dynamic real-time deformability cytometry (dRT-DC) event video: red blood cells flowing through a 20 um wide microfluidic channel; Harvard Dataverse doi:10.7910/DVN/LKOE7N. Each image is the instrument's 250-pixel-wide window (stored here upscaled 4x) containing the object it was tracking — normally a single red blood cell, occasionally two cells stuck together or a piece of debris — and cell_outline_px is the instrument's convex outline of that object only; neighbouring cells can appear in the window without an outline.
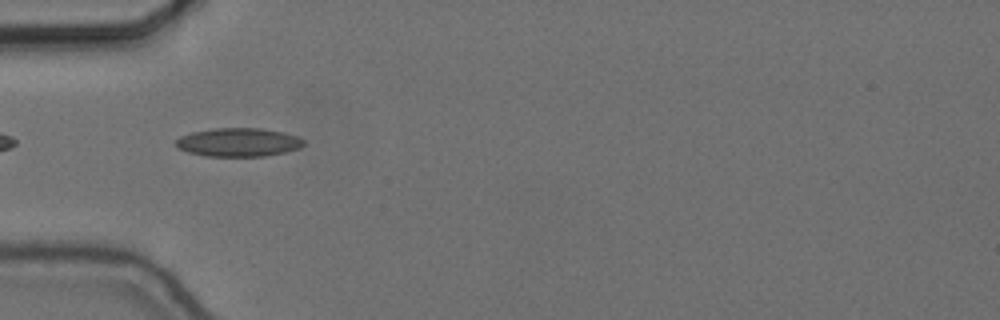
{"species": "common noctule bat (a hibernating species)", "species_latin": "Nyctalus noctula", "temperature_condition": "cold", "stored_images_in_passage": 40, "camera_frame_rate_fps": 3000, "um_per_image_px": 0.085, "animal": {"sex": "female", "body_mass_g": 24.6, "forearm_length_mm": 56.2}, "frame": {"image": 1, "passage_image": 2, "time_ms": 0.333, "image_size_px": [1000, 320], "cell_outline_px": [[304, 144], [300, 148], [284, 152], [264, 156], [204, 156], [188, 152], [180, 148], [176, 144], [176, 140], [180, 136], [192, 132], [212, 128], [264, 128], [284, 132], [296, 136], [304, 140]], "centroid_in_image_um": [20.28, 12.08], "position_along_channel_um": 64.7, "area_um2": 21.27}}
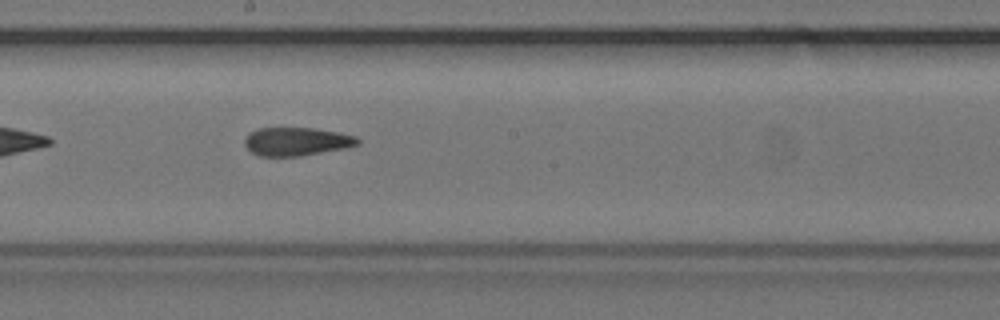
{"frame": {"image": 2, "passage_image": 15, "time_ms": 4.667, "image_size_px": [1000, 320], "cell_outline_px": [[360, 144], [344, 148], [300, 156], [260, 156], [252, 152], [244, 144], [244, 140], [248, 132], [260, 128], [316, 128], [340, 132], [356, 136], [360, 140]], "centroid_in_image_um": [25.22, 12.02], "position_along_channel_um": 223.0, "area_um2": 18.73}}
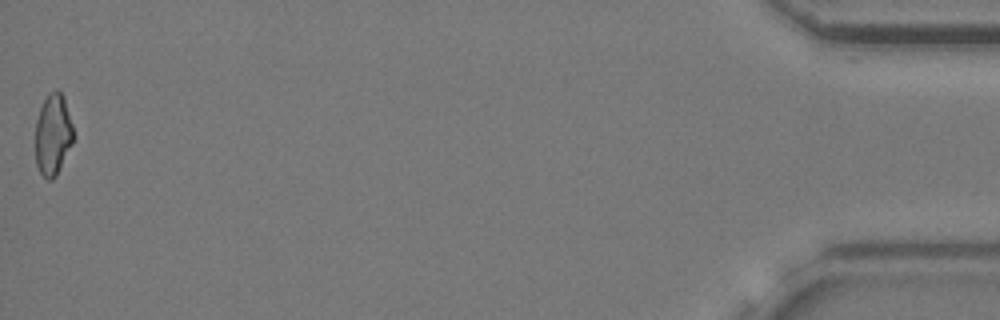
{"frame": {"image": 3, "passage_image": 40, "time_ms": 13.0, "image_size_px": [1000, 320], "cell_outline_px": [[76, 136], [56, 176], [52, 180], [48, 180], [40, 172], [36, 164], [36, 120], [40, 108], [48, 92], [56, 88], [64, 96]], "centroid_in_image_um": [4.53, 11.41], "position_along_channel_um": 430.7, "area_um2": 18.26}, "authors_computed_cell_mechanics": {"area_um2": 19.1896, "velocity_mm_per_s": 3.6547, "shape_relaxation_time_tau1_ms": null, "shape_relaxation_time_tau2_ms": 4.8385, "deformation_change_tau1": null, "deformation_change_tau2": 0.1298}}